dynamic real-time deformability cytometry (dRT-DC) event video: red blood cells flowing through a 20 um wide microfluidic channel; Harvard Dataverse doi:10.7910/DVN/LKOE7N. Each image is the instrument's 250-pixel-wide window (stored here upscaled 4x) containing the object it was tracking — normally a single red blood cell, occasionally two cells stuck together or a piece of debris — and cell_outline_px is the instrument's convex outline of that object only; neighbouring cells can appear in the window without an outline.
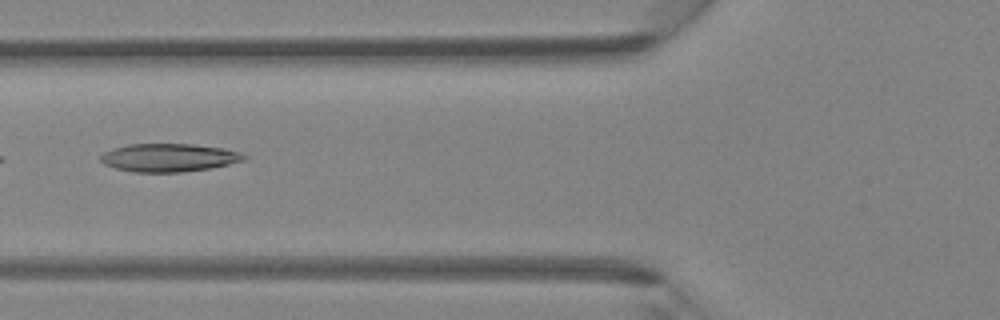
{"species": "Egyptian fruit bat (a non-hibernating species)", "species_latin": "Rousettus aegyptiacus", "temperature_condition": "room temperature", "stored_images_in_passage": 44, "camera_frame_rate_fps": 3000, "um_per_image_px": 0.085, "animal": {"sex": "female"}, "frame": {"image": 1, "passage_image": 16, "time_ms": 5.0, "image_size_px": [1000, 320], "cell_outline_px": [[248, 160], [212, 168], [180, 172], [132, 172], [116, 168], [104, 164], [100, 160], [100, 156], [104, 152], [112, 148], [128, 144], [192, 144], [220, 148], [240, 152], [248, 156]], "centroid_in_image_um": [14.37, 13.4], "position_along_channel_um": 111.4, "area_um2": 23.64}}
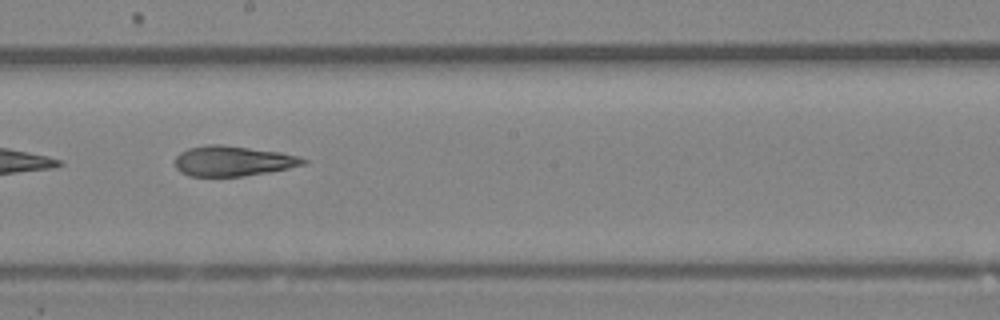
{"frame": {"image": 2, "passage_image": 24, "time_ms": 7.667, "image_size_px": [1000, 320], "cell_outline_px": [[308, 160], [304, 164], [288, 168], [268, 172], [244, 176], [188, 176], [180, 172], [176, 168], [176, 156], [180, 152], [188, 148], [208, 144], [220, 144], [280, 152], [300, 156]], "centroid_in_image_um": [19.78, 13.68], "position_along_channel_um": 228.4, "area_um2": 22.54}}
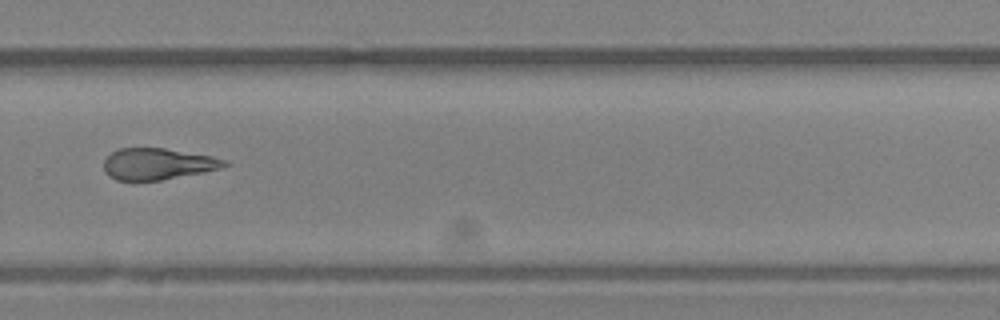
{"frame": {"image": 3, "passage_image": 30, "time_ms": 9.667, "image_size_px": [1000, 320], "cell_outline_px": [[232, 164], [220, 168], [204, 172], [160, 180], [116, 180], [108, 176], [104, 168], [104, 160], [112, 152], [120, 148], [164, 148], [212, 156], [224, 160]], "centroid_in_image_um": [13.41, 13.93], "position_along_channel_um": 316.4, "area_um2": 21.96}}